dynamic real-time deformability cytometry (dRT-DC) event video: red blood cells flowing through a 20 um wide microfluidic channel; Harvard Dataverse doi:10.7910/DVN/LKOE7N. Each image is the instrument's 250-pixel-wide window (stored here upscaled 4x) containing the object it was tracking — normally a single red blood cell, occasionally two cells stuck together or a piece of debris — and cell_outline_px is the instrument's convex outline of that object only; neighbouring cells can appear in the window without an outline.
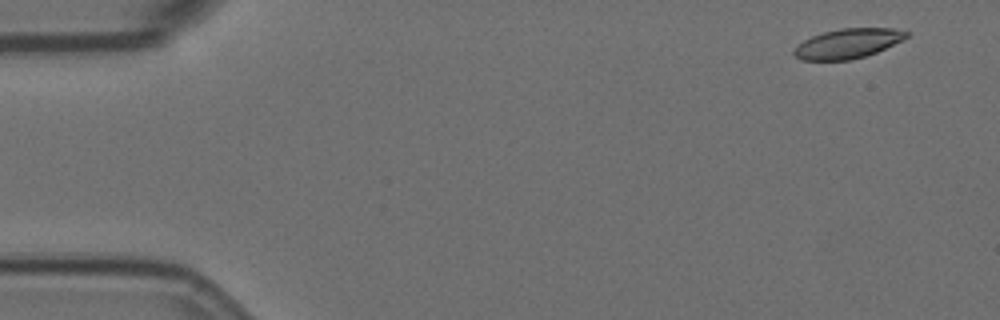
{"species": "Egyptian fruit bat (a non-hibernating species)", "species_latin": "Rousettus aegyptiacus", "temperature_condition": "room temperature", "stored_images_in_passage": 4, "camera_frame_rate_fps": 3000, "um_per_image_px": 0.085, "animal": {"sex": "female"}, "frame": {"image": 1, "passage_image": 1, "time_ms": 0.0, "image_size_px": [1000, 320], "cell_outline_px": [[908, 36], [904, 40], [876, 52], [864, 56], [848, 60], [800, 60], [792, 52], [804, 40], [812, 36], [824, 32], [840, 28], [892, 28], [908, 32]], "centroid_in_image_um": [72.08, 3.69], "position_along_channel_um": 12.9, "area_um2": 19.25}}
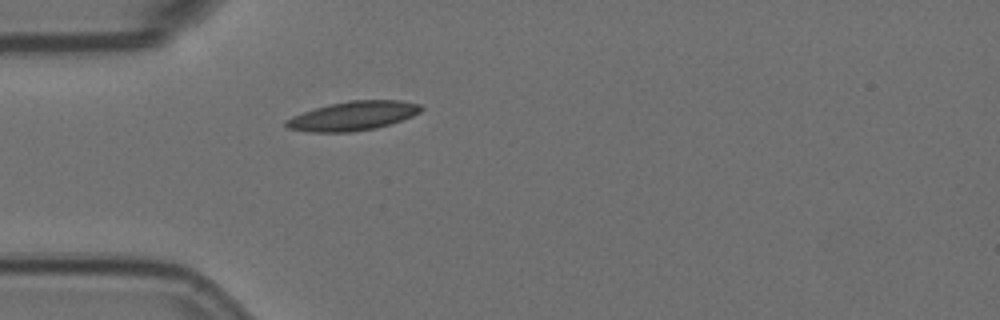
{"frame": {"image": 2, "passage_image": 4, "time_ms": 1.0, "image_size_px": [1000, 320], "cell_outline_px": [[424, 108], [420, 112], [412, 116], [376, 128], [352, 132], [308, 132], [288, 128], [284, 124], [284, 120], [292, 116], [328, 104], [348, 100], [400, 100], [420, 104]], "centroid_in_image_um": [29.99, 9.85], "position_along_channel_um": 55.0, "area_um2": 22.89}}